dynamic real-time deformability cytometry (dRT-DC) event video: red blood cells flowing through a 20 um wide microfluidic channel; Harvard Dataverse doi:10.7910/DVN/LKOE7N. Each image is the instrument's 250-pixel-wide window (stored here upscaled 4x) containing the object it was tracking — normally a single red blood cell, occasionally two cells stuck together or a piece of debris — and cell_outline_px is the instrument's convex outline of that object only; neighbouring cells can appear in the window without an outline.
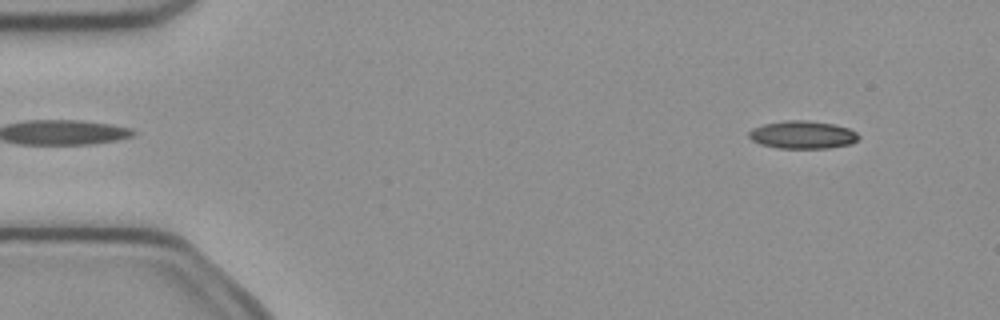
{"species": "common noctule bat (a hibernating species)", "species_latin": "Nyctalus noctula", "temperature_condition": "cold", "stored_images_in_passage": 3, "camera_frame_rate_fps": 3000, "um_per_image_px": 0.085, "animal": {"sex": "female", "body_mass_g": 21.9}, "frame": {"image": 1, "passage_image": 3, "time_ms": 0.667, "image_size_px": [1000, 320], "cell_outline_px": [[860, 136], [852, 144], [828, 148], [776, 148], [760, 144], [752, 140], [748, 136], [748, 132], [752, 128], [764, 124], [784, 120], [808, 120], [832, 124], [848, 128], [856, 132]], "centroid_in_image_um": [68.2, 11.46], "position_along_channel_um": 16.8, "area_um2": 17.86}}